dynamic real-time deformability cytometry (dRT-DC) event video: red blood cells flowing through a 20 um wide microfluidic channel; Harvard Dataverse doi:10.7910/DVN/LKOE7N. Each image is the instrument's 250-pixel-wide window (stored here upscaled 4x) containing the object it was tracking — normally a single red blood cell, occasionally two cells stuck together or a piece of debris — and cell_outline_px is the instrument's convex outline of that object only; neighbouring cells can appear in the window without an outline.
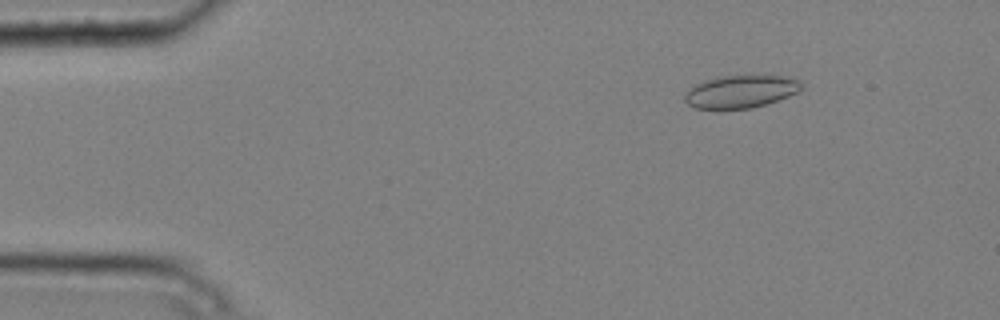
{"species": "common noctule bat (a hibernating species)", "species_latin": "Nyctalus noctula", "temperature_condition": "cold", "stored_images_in_passage": 7, "camera_frame_rate_fps": 3000, "um_per_image_px": 0.085, "animal": {"sex": "male", "body_mass_g": 20.4}, "frame": {"image": 1, "passage_image": 2, "time_ms": 0.333, "image_size_px": [1000, 320], "cell_outline_px": [[800, 88], [796, 92], [788, 96], [768, 104], [752, 108], [696, 108], [688, 104], [684, 100], [684, 96], [688, 88], [704, 80], [716, 76], [772, 72], [800, 80]], "centroid_in_image_um": [62.99, 7.71], "position_along_channel_um": 22.0, "area_um2": 23.06}}
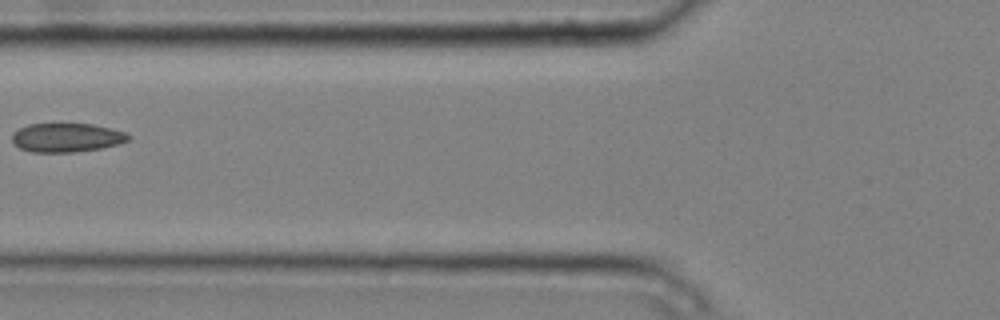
{"frame": {"image": 2, "passage_image": 6, "time_ms": 1.667, "image_size_px": [1000, 320], "cell_outline_px": [[132, 136], [128, 140], [120, 144], [100, 148], [72, 152], [32, 152], [20, 148], [12, 144], [12, 132], [28, 124], [92, 124], [112, 128], [124, 132]], "centroid_in_image_um": [5.65, 11.69], "position_along_channel_um": 120.1, "area_um2": 19.65}}
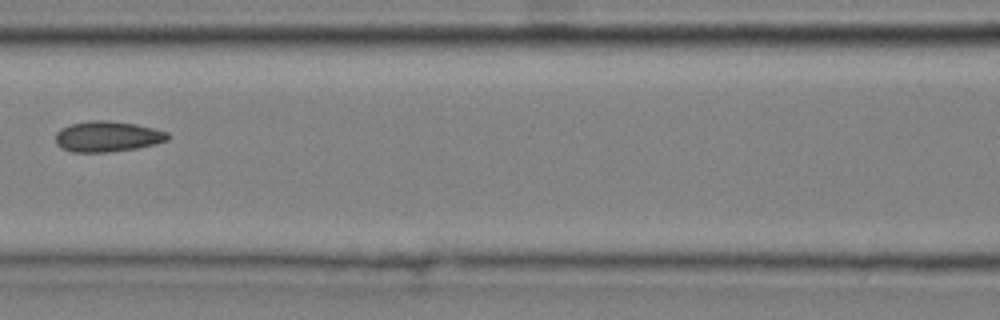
{"frame": {"image": 3, "passage_image": 7, "time_ms": 2.0, "image_size_px": [1000, 320], "cell_outline_px": [[172, 136], [168, 140], [156, 144], [136, 148], [108, 152], [72, 152], [60, 148], [56, 144], [56, 132], [60, 128], [72, 124], [92, 120], [108, 120], [136, 124], [168, 132]], "centroid_in_image_um": [9.14, 11.6], "position_along_channel_um": 157.5, "area_um2": 20.17}}